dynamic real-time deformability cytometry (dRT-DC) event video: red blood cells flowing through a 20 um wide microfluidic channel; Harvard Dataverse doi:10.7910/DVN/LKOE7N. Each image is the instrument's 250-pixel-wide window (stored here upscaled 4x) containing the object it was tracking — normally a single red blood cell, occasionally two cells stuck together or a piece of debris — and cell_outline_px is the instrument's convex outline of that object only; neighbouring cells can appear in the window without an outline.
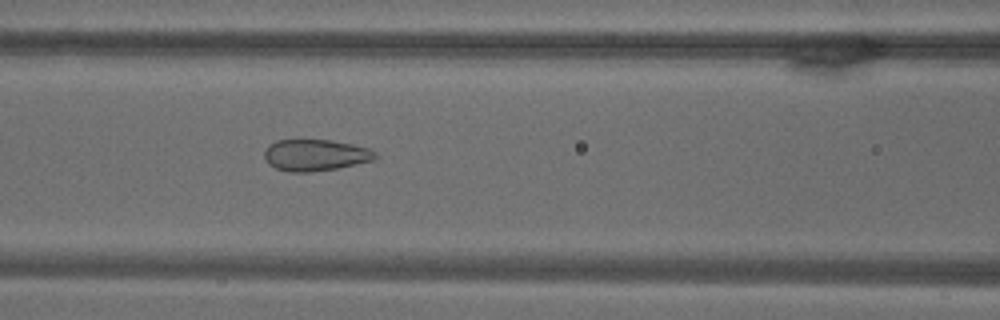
{"species": "common noctule bat (a hibernating species)", "species_latin": "Nyctalus noctula", "temperature_condition": "warm", "stored_images_in_passage": 58, "camera_frame_rate_fps": 3000, "um_per_image_px": 0.085, "animal": {"sex": "male", "body_mass_g": 18.8}, "frame": {"image": 1, "passage_image": 27, "time_ms": 8.667, "image_size_px": [1000, 320], "cell_outline_px": [[376, 160], [340, 168], [308, 172], [288, 172], [276, 168], [268, 164], [264, 156], [264, 152], [268, 144], [276, 140], [332, 140], [352, 144], [368, 148], [376, 152]], "centroid_in_image_um": [26.81, 13.19], "position_along_channel_um": 139.8, "area_um2": 20.58}}
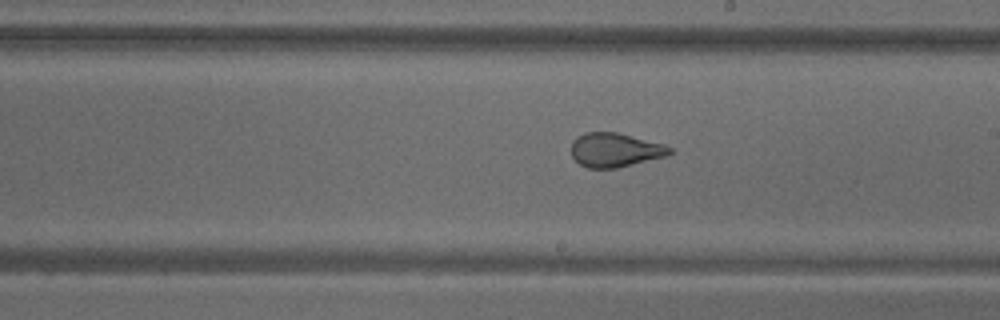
{"frame": {"image": 2, "passage_image": 37, "time_ms": 12.0, "image_size_px": [1000, 320], "cell_outline_px": [[672, 152], [668, 156], [616, 168], [588, 168], [580, 164], [572, 156], [572, 140], [576, 136], [584, 132], [616, 132], [664, 144], [672, 148]], "centroid_in_image_um": [52.28, 12.74], "position_along_channel_um": 236.7, "area_um2": 19.59}}
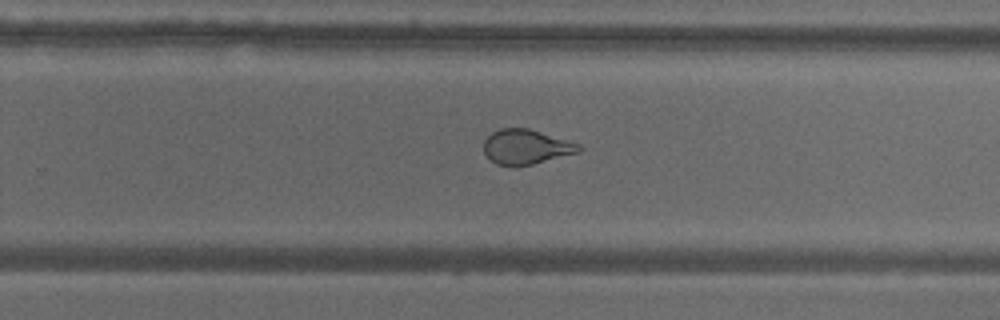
{"frame": {"image": 3, "passage_image": 42, "time_ms": 13.667, "image_size_px": [1000, 320], "cell_outline_px": [[584, 148], [580, 152], [516, 168], [512, 168], [496, 164], [484, 152], [484, 140], [492, 132], [500, 128], [528, 128], [580, 144]], "centroid_in_image_um": [44.72, 12.5], "position_along_channel_um": 285.1, "area_um2": 19.48}}